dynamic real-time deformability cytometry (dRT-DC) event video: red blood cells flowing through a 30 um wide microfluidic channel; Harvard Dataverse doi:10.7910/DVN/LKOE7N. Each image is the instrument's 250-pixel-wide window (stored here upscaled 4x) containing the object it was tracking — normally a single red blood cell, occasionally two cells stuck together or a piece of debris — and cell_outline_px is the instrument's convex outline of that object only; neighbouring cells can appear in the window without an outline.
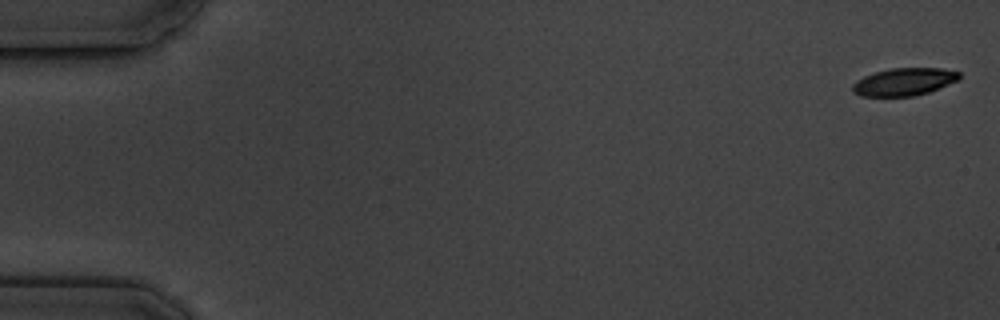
{"species": "common noctule bat (a hibernating species)", "species_latin": "Nyctalus noctula", "temperature_condition": "cold", "stored_images_in_passage": 8, "camera_frame_rate_fps": 3000, "um_per_image_px": 0.085, "animal": {"sex": "male", "body_mass_g": 19.5, "forearm_length_mm": 54.6}, "frame": {"image": 1, "passage_image": 1, "time_ms": 0.0, "image_size_px": [1000, 320], "cell_outline_px": [[960, 80], [928, 92], [916, 96], [860, 96], [852, 92], [852, 84], [856, 80], [864, 76], [888, 68], [940, 68], [960, 72]], "centroid_in_image_um": [76.84, 6.95], "position_along_channel_um": 8.2, "area_um2": 17.28}}
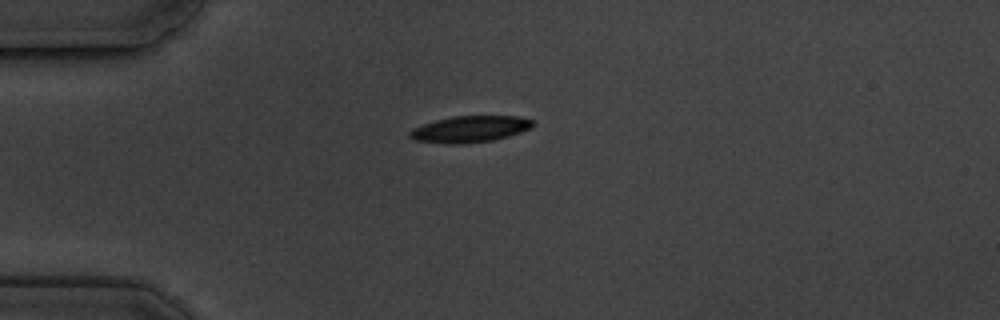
{"frame": {"image": 2, "passage_image": 5, "time_ms": 4.667, "image_size_px": [1000, 320], "cell_outline_px": [[536, 124], [532, 128], [508, 136], [492, 140], [468, 144], [448, 144], [412, 140], [408, 136], [408, 132], [412, 128], [436, 120], [452, 116], [516, 116], [536, 120]], "centroid_in_image_um": [39.95, 10.98], "position_along_channel_um": 45.0, "area_um2": 19.25}}